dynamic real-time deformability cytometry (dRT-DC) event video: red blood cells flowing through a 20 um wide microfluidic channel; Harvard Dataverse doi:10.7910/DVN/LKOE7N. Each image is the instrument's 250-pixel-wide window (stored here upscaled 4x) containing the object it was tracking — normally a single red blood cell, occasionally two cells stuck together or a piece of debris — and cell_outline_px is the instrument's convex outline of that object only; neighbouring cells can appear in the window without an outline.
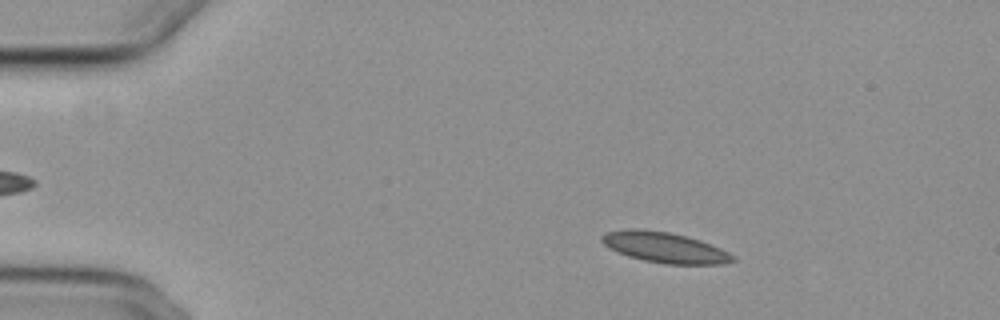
{"species": "common noctule bat (a hibernating species)", "species_latin": "Nyctalus noctula", "temperature_condition": "cold", "stored_images_in_passage": 52, "camera_frame_rate_fps": 3000, "um_per_image_px": 0.085, "animal": {"sex": "female", "body_mass_g": 29.2, "forearm_length_mm": 56.3}, "frame": {"image": 1, "passage_image": 9, "time_ms": 2.667, "image_size_px": [1000, 320], "cell_outline_px": [[736, 260], [724, 264], [664, 264], [644, 260], [628, 256], [616, 252], [608, 248], [600, 240], [600, 236], [604, 232], [628, 228], [636, 228], [668, 232], [688, 236], [700, 240], [720, 248], [736, 256]], "centroid_in_image_um": [56.47, 21.03], "position_along_channel_um": 28.5, "area_um2": 23.58}}
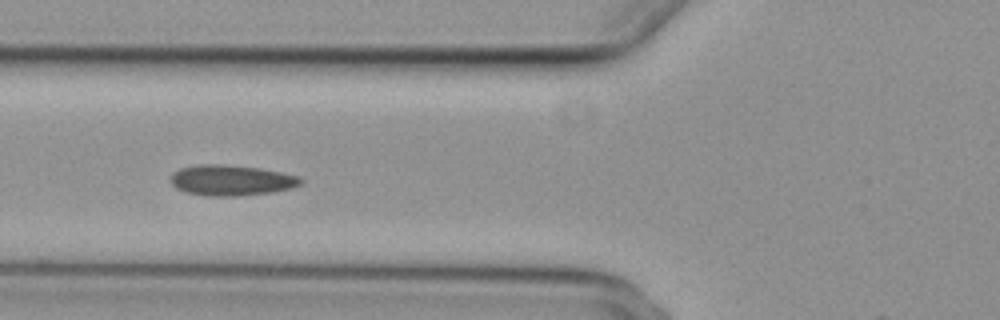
{"frame": {"image": 2, "passage_image": 21, "time_ms": 6.667, "image_size_px": [1000, 320], "cell_outline_px": [[304, 184], [292, 188], [272, 192], [236, 196], [204, 196], [184, 192], [176, 188], [168, 180], [168, 176], [172, 172], [180, 168], [196, 164], [216, 164], [260, 168], [300, 176], [304, 180]], "centroid_in_image_um": [19.63, 15.33], "position_along_channel_um": 106.2, "area_um2": 23.64}}
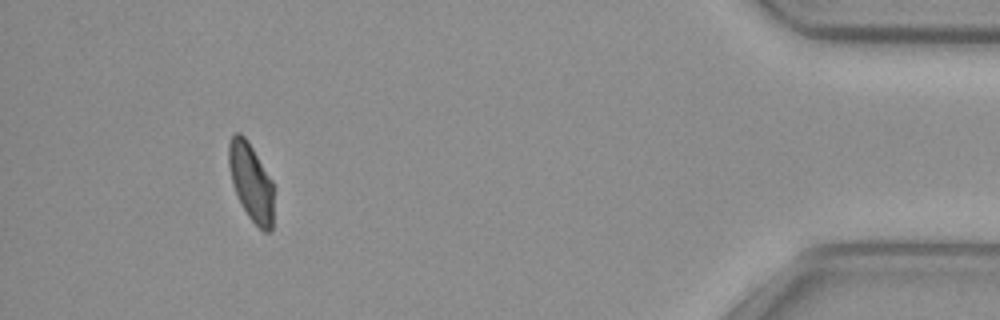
{"frame": {"image": 3, "passage_image": 51, "time_ms": 16.667, "image_size_px": [1000, 320], "cell_outline_px": [[272, 232], [264, 232], [248, 216], [232, 184], [228, 164], [228, 144], [232, 136], [236, 132], [240, 132], [244, 136], [252, 148], [272, 180]], "centroid_in_image_um": [21.32, 15.45], "position_along_channel_um": 413.9, "area_um2": 19.94}}